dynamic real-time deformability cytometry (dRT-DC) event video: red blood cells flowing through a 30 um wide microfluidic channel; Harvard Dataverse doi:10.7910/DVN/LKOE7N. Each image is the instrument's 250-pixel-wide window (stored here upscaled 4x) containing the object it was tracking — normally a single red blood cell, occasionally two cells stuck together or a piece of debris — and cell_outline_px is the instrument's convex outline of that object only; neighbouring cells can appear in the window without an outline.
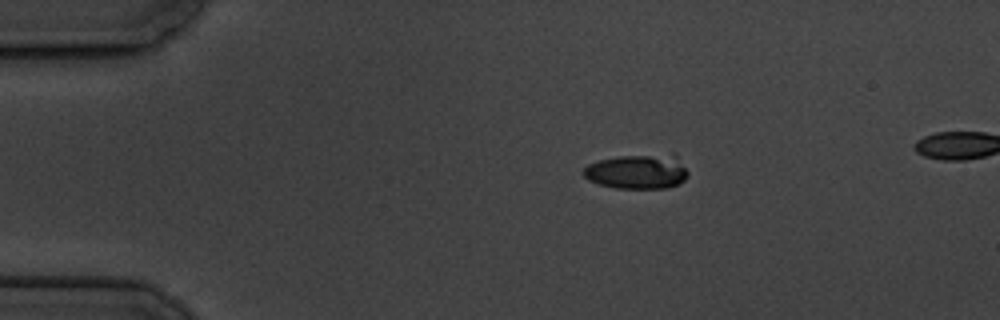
{"species": "common noctule bat (a hibernating species)", "species_latin": "Nyctalus noctula", "temperature_condition": "cold", "stored_images_in_passage": 6, "camera_frame_rate_fps": 3000, "um_per_image_px": 0.085, "animal": {"sex": "male", "body_mass_g": 19.5, "forearm_length_mm": 54.6}, "frame": {"image": 1, "passage_image": 2, "time_ms": 2.0, "image_size_px": [1000, 320], "cell_outline_px": [[688, 176], [680, 184], [668, 188], [616, 188], [600, 184], [588, 180], [584, 176], [584, 168], [588, 164], [600, 160], [620, 156], [672, 152], [676, 152], [688, 172]], "centroid_in_image_um": [54.27, 14.55], "position_along_channel_um": 30.7, "area_um2": 21.62}}
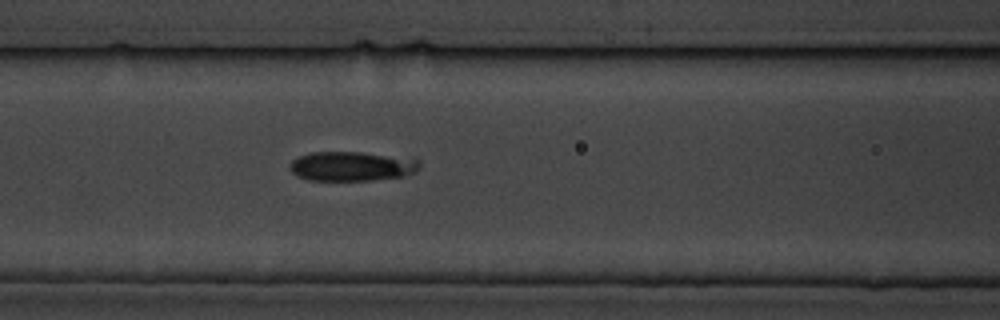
{"frame": {"image": 2, "passage_image": 6, "time_ms": 6.667, "image_size_px": [1000, 320], "cell_outline_px": [[420, 164], [416, 172], [404, 176], [372, 180], [308, 180], [296, 176], [292, 172], [292, 160], [300, 156], [312, 152], [360, 152], [416, 156], [420, 160]], "centroid_in_image_um": [30.03, 14.11], "position_along_channel_um": 136.6, "area_um2": 22.72}}